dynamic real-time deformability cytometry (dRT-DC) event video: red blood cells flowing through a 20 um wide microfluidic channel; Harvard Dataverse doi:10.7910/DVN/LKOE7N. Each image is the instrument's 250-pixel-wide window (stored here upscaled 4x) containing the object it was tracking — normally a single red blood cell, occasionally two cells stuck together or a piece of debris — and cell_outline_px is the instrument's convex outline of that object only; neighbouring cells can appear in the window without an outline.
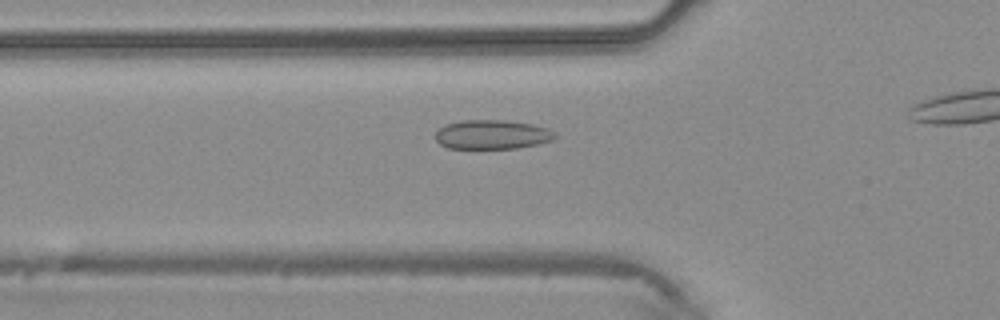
{"species": "common noctule bat (a hibernating species)", "species_latin": "Nyctalus noctula", "temperature_condition": "warm", "stored_images_in_passage": 29, "camera_frame_rate_fps": 3000, "um_per_image_px": 0.085, "animal": {"sex": "male", "body_mass_g": 20.4}, "frame": {"image": 1, "passage_image": 8, "time_ms": 2.333, "image_size_px": [1000, 320], "cell_outline_px": [[556, 136], [552, 140], [536, 144], [516, 148], [448, 148], [440, 144], [436, 140], [436, 132], [440, 128], [448, 124], [464, 120], [504, 120], [532, 124], [548, 128], [556, 132]], "centroid_in_image_um": [41.85, 11.43], "position_along_channel_um": 84.0, "area_um2": 20.17}}
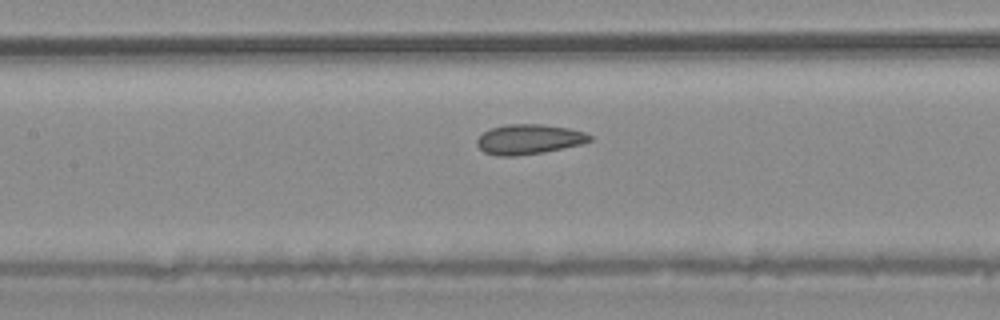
{"frame": {"image": 2, "passage_image": 13, "time_ms": 4.0, "image_size_px": [1000, 320], "cell_outline_px": [[592, 140], [584, 144], [544, 152], [516, 156], [496, 156], [484, 152], [476, 144], [476, 140], [488, 128], [508, 124], [540, 124], [568, 128], [584, 132], [592, 136]], "centroid_in_image_um": [44.95, 11.84], "position_along_channel_um": 162.4, "area_um2": 19.83}}
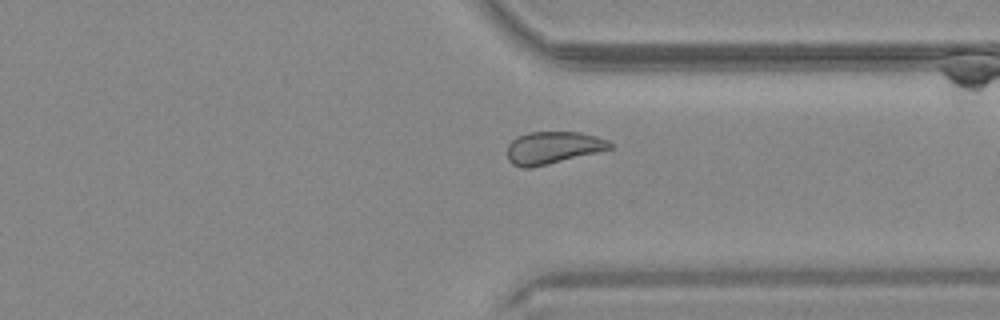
{"frame": {"image": 3, "passage_image": 26, "time_ms": 8.333, "image_size_px": [1000, 320], "cell_outline_px": [[612, 148], [600, 152], [532, 168], [520, 168], [512, 164], [508, 160], [508, 144], [516, 136], [528, 132], [580, 132], [596, 136], [608, 140], [612, 144]], "centroid_in_image_um": [46.99, 12.56], "position_along_channel_um": 364.4, "area_um2": 19.59}}